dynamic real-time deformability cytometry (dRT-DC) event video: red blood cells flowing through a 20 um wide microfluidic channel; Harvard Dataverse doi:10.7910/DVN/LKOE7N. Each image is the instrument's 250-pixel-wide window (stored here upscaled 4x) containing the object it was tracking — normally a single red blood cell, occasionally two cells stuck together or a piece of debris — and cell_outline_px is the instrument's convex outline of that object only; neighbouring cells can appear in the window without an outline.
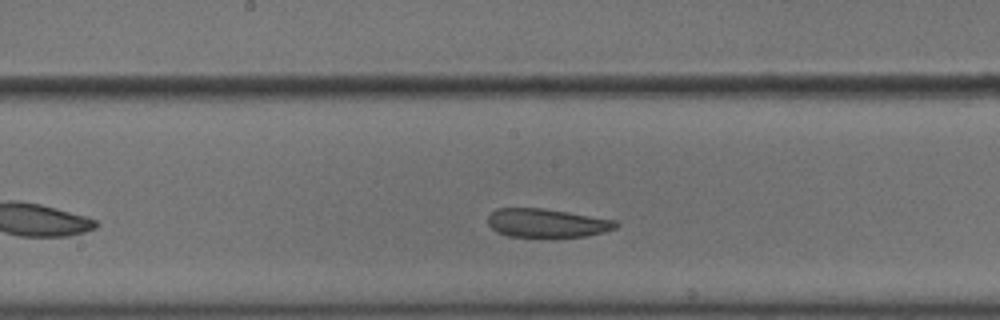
{"species": "common noctule bat (a hibernating species)", "species_latin": "Nyctalus noctula", "temperature_condition": "cold", "stored_images_in_passage": 36, "camera_frame_rate_fps": 3000, "um_per_image_px": 0.085, "animal": {"sex": "male", "body_mass_g": 18.8}, "frame": {"image": 1, "passage_image": 16, "time_ms": 5.0, "image_size_px": [1000, 320], "cell_outline_px": [[620, 224], [616, 228], [604, 232], [584, 236], [552, 240], [508, 236], [496, 232], [488, 224], [488, 216], [496, 208], [544, 208], [616, 220]], "centroid_in_image_um": [46.49, 19.0], "position_along_channel_um": 201.7, "area_um2": 22.31}}